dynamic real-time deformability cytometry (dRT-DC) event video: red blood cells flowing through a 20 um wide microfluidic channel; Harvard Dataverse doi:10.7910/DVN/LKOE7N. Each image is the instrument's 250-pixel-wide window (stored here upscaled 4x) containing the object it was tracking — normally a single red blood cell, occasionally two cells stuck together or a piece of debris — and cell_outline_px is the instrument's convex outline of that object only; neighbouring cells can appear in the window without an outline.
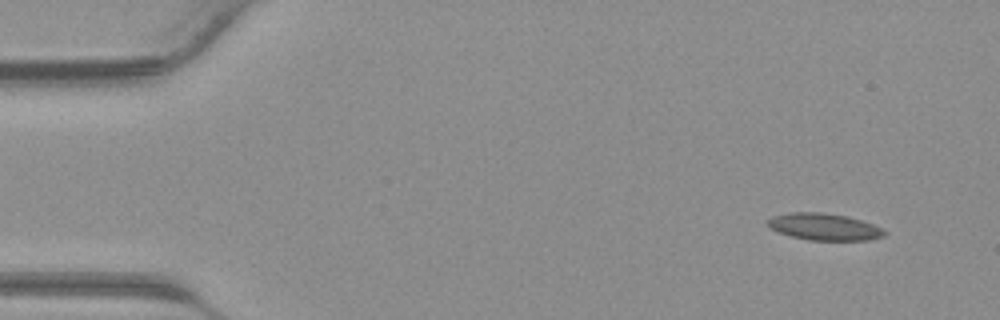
{"species": "common noctule bat (a hibernating species)", "species_latin": "Nyctalus noctula", "temperature_condition": "warm", "stored_images_in_passage": 41, "camera_frame_rate_fps": 3000, "um_per_image_px": 0.085, "animal": {"sex": "male", "body_mass_g": 23.1, "forearm_length_mm": 52.7}, "frame": {"image": 1, "passage_image": 3, "time_ms": 0.667, "image_size_px": [1000, 320], "cell_outline_px": [[888, 232], [884, 236], [868, 240], [808, 240], [776, 232], [768, 228], [764, 220], [772, 216], [788, 212], [820, 212], [848, 216], [884, 228]], "centroid_in_image_um": [70.0, 19.27], "position_along_channel_um": 15.0, "area_um2": 18.61}}
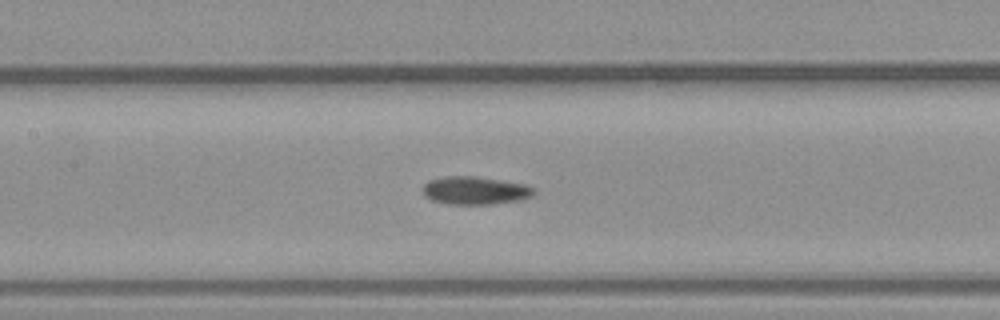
{"frame": {"image": 2, "passage_image": 19, "time_ms": 6.0, "image_size_px": [1000, 320], "cell_outline_px": [[536, 192], [532, 196], [516, 200], [492, 204], [452, 204], [432, 200], [424, 196], [420, 188], [428, 180], [444, 176], [476, 176], [524, 184], [536, 188]], "centroid_in_image_um": [40.34, 16.18], "position_along_channel_um": 167.1, "area_um2": 18.21}}
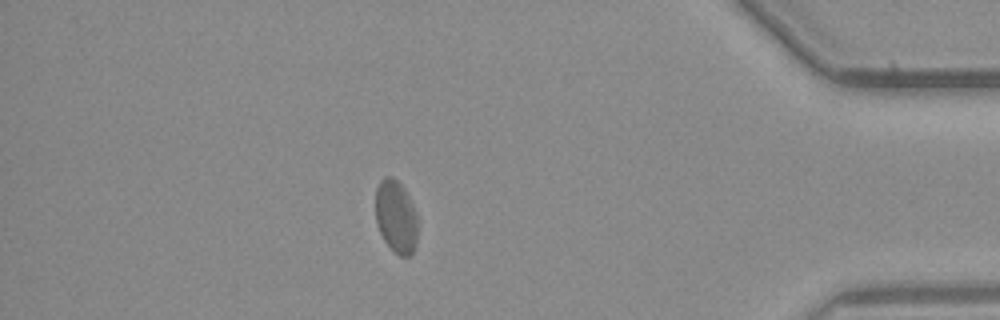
{"frame": {"image": 3, "passage_image": 36, "time_ms": 11.667, "image_size_px": [1000, 320], "cell_outline_px": [[416, 244], [412, 252], [408, 256], [400, 256], [384, 240], [376, 224], [376, 188], [380, 180], [384, 176], [392, 176], [404, 188], [416, 212]], "centroid_in_image_um": [33.64, 18.38], "position_along_channel_um": 401.6, "area_um2": 17.63}}